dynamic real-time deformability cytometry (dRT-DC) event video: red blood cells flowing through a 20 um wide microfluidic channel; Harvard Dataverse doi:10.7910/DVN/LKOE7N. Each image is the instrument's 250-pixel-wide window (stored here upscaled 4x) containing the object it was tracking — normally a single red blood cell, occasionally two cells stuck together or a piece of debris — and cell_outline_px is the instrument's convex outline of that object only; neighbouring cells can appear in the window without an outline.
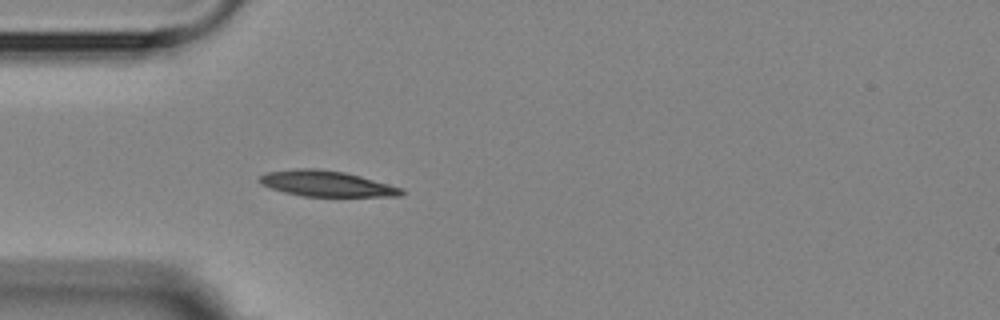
{"species": "Egyptian fruit bat (a non-hibernating species)", "species_latin": "Rousettus aegyptiacus", "temperature_condition": "room temperature", "stored_images_in_passage": 3, "camera_frame_rate_fps": 3000, "um_per_image_px": 0.085, "animal": {"sex": "female"}, "frame": {"image": 1, "passage_image": 3, "time_ms": 2.333, "image_size_px": [1000, 320], "cell_outline_px": [[404, 192], [400, 196], [304, 196], [284, 192], [260, 184], [256, 180], [260, 176], [268, 172], [296, 168], [316, 168], [344, 172], [360, 176], [404, 188]], "centroid_in_image_um": [27.74, 15.6], "position_along_channel_um": 57.3, "area_um2": 21.21}}